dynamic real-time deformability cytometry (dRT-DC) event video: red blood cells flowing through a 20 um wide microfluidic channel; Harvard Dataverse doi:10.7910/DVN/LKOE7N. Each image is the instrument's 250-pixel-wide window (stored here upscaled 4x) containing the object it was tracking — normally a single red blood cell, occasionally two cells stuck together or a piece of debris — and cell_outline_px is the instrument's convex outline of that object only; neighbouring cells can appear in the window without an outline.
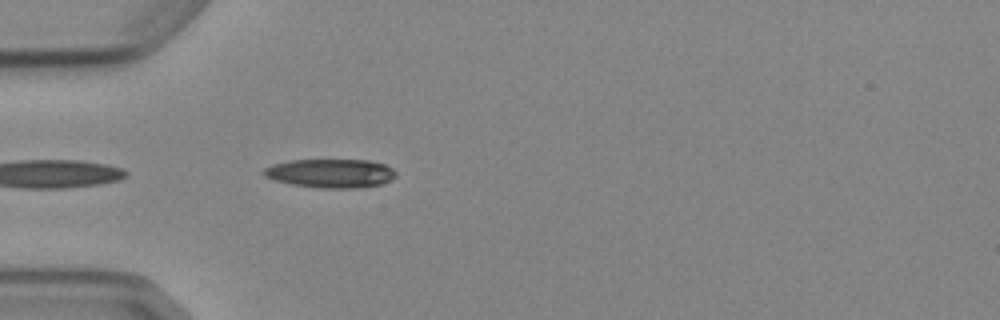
{"species": "Egyptian fruit bat (a non-hibernating species)", "species_latin": "Rousettus aegyptiacus", "temperature_condition": "cold", "stored_images_in_passage": 5, "camera_frame_rate_fps": 3000, "um_per_image_px": 0.085, "animal": {"sex": "female"}, "frame": {"image": 1, "passage_image": 5, "time_ms": 4.667, "image_size_px": [1000, 320], "cell_outline_px": [[396, 176], [392, 180], [380, 184], [356, 188], [320, 188], [292, 184], [276, 180], [264, 176], [260, 172], [264, 168], [272, 164], [288, 160], [368, 160], [384, 164], [392, 168], [396, 172]], "centroid_in_image_um": [28.09, 14.72], "position_along_channel_um": 56.9, "area_um2": 22.25}}